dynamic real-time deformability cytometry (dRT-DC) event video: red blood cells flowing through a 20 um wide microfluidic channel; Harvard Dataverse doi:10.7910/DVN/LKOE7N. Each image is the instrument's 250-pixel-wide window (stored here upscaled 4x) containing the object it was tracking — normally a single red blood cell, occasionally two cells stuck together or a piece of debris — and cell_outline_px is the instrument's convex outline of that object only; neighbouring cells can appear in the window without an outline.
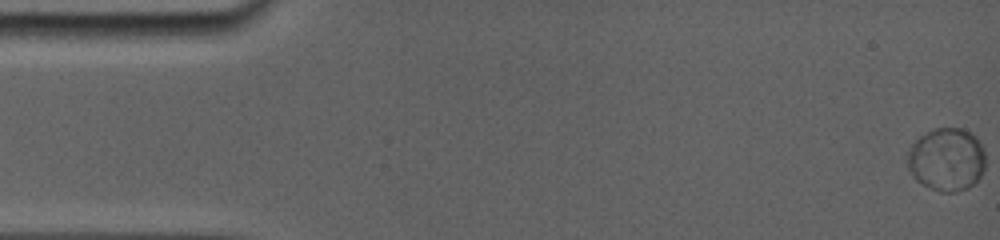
{"species": "common noctule bat (a hibernating species)", "species_latin": "Nyctalus noctula", "temperature_condition": "room temperature", "stored_images_in_passage": 71, "camera_frame_rate_fps": 5000, "um_per_image_px": 0.085, "animal": {"sex": "female", "body_mass_g": 19.0, "forearm_length_mm": 56.7}, "frame": {"image": 1, "passage_image": 1, "time_ms": 0.0, "image_size_px": [1000, 240], "cell_outline_px": [[984, 168], [980, 176], [968, 188], [956, 192], [940, 192], [916, 180], [912, 176], [908, 168], [908, 152], [912, 144], [920, 136], [936, 128], [960, 128], [976, 136], [984, 148]], "centroid_in_image_um": [80.47, 13.55], "position_along_channel_um": 4.5, "area_um2": 28.5}}
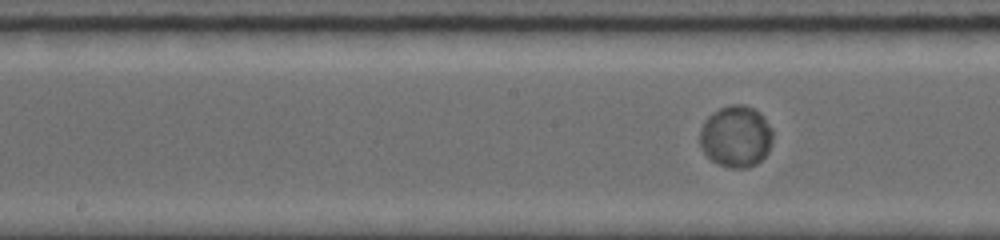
{"frame": {"image": 2, "passage_image": 42, "time_ms": 8.4, "image_size_px": [1000, 240], "cell_outline_px": [[772, 140], [768, 152], [756, 164], [748, 168], [732, 168], [716, 164], [700, 148], [700, 128], [704, 120], [708, 116], [720, 108], [732, 104], [744, 104], [760, 112], [772, 128]], "centroid_in_image_um": [62.55, 11.6], "position_along_channel_um": 185.7, "area_um2": 26.36}}
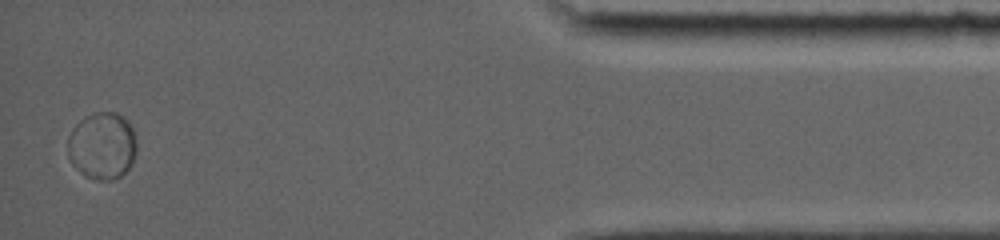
{"frame": {"image": 3, "passage_image": 71, "time_ms": 16.2, "image_size_px": [1000, 240], "cell_outline_px": [[136, 152], [132, 164], [120, 176], [112, 180], [96, 180], [84, 176], [72, 164], [68, 156], [68, 136], [72, 128], [84, 116], [96, 112], [116, 112], [128, 120], [132, 128], [136, 140]], "centroid_in_image_um": [8.68, 12.39], "position_along_channel_um": 426.5, "area_um2": 27.22}, "authors_computed_cell_mechanics": {"area_um2": 26.2412, "velocity_mm_per_s": 3.7688, "shape_relaxation_time_tau1_ms": 1.3265, "shape_relaxation_time_tau2_ms": null, "deformation_change_tau1": 0.013, "deformation_change_tau2": null}}